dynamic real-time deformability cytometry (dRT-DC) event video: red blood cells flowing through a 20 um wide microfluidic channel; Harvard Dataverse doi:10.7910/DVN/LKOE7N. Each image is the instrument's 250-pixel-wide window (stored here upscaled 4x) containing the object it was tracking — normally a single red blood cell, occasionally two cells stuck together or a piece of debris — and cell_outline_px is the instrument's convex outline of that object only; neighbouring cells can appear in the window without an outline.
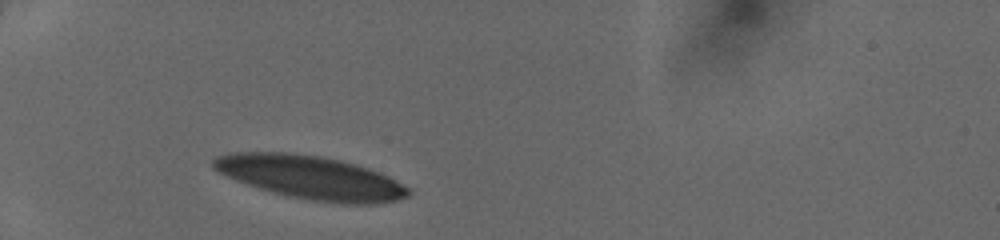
{"species": "human", "species_latin": "Homo sapiens", "temperature_condition": "cold", "stored_images_in_passage": 28, "camera_frame_rate_fps": 3000, "um_per_image_px": 0.085, "donor": {"sex": "female"}, "frame": {"image": 1, "passage_image": 1, "time_ms": 0.0, "image_size_px": [1000, 240], "cell_outline_px": [[412, 192], [408, 196], [396, 200], [376, 204], [344, 204], [312, 200], [288, 196], [272, 192], [236, 180], [216, 172], [212, 168], [212, 160], [216, 156], [228, 152], [292, 152], [324, 156], [356, 164], [380, 172], [412, 188]], "centroid_in_image_um": [26.42, 15.07], "position_along_channel_um": 58.6, "area_um2": 49.77}}
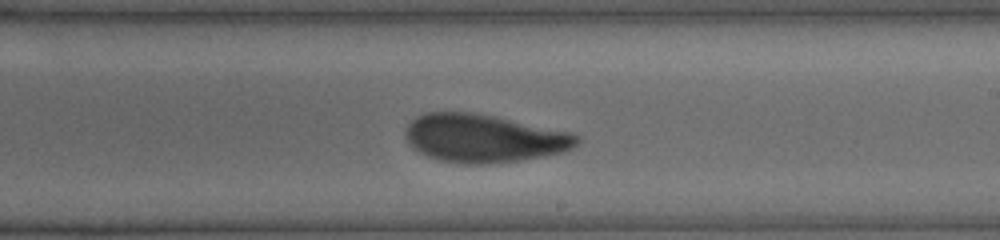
{"frame": {"image": 2, "passage_image": 16, "time_ms": 5.0, "image_size_px": [1000, 240], "cell_outline_px": [[580, 140], [572, 148], [564, 152], [544, 156], [520, 160], [484, 164], [464, 164], [440, 160], [428, 156], [412, 148], [404, 136], [404, 128], [416, 116], [424, 112], [472, 112], [572, 132], [580, 136]], "centroid_in_image_um": [41.1, 11.75], "position_along_channel_um": 247.9, "area_um2": 48.15}}
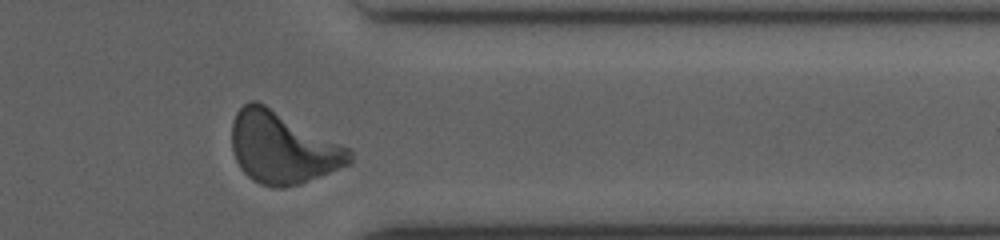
{"frame": {"image": 3, "passage_image": 26, "time_ms": 8.333, "image_size_px": [1000, 240], "cell_outline_px": [[352, 164], [300, 184], [284, 188], [276, 188], [260, 184], [252, 180], [240, 168], [236, 160], [232, 148], [232, 120], [236, 112], [248, 100], [256, 100], [264, 104], [348, 148], [352, 152]], "centroid_in_image_um": [23.99, 12.58], "position_along_channel_um": 387.4, "area_um2": 49.01}}